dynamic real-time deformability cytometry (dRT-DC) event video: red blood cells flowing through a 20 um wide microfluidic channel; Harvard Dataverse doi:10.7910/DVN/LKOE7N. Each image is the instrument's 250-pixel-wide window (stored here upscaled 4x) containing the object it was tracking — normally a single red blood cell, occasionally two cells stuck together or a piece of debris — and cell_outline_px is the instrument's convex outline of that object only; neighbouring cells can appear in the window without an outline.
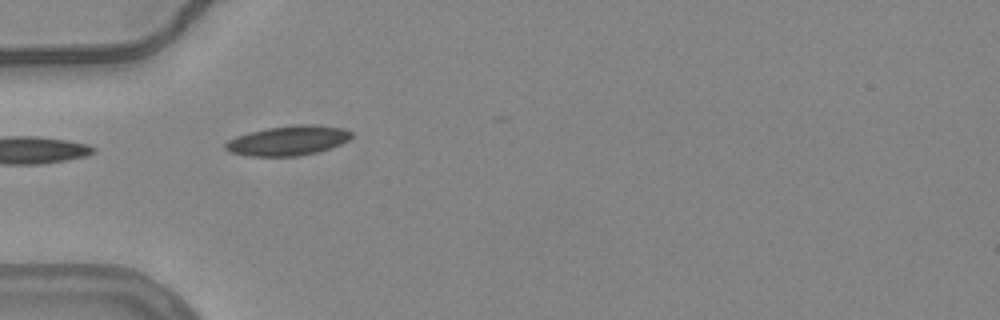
{"species": "common noctule bat (a hibernating species)", "species_latin": "Nyctalus noctula", "temperature_condition": "warm", "stored_images_in_passage": 5, "camera_frame_rate_fps": 3000, "um_per_image_px": 0.085, "animal": {"sex": "female", "body_mass_g": 24.6, "forearm_length_mm": 56.2}, "frame": {"image": 1, "passage_image": 1, "time_ms": 0.0, "image_size_px": [1000, 320], "cell_outline_px": [[352, 136], [348, 140], [340, 144], [316, 152], [300, 156], [248, 156], [228, 152], [224, 148], [224, 144], [228, 140], [236, 136], [248, 132], [268, 128], [300, 124], [312, 124], [344, 128], [352, 132]], "centroid_in_image_um": [24.45, 11.95], "position_along_channel_um": 60.5, "area_um2": 21.85}}